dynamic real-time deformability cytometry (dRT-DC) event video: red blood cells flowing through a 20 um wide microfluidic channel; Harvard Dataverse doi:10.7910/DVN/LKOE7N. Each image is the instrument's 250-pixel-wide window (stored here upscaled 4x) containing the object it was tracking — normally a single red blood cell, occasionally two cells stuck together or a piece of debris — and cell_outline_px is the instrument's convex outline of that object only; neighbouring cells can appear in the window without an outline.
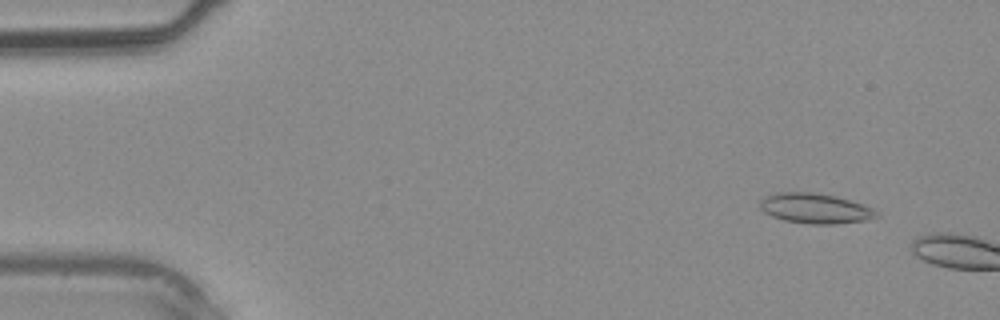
{"species": "common noctule bat (a hibernating species)", "species_latin": "Nyctalus noctula", "temperature_condition": "warm", "stored_images_in_passage": 6, "camera_frame_rate_fps": 3000, "um_per_image_px": 0.085, "animal": {"sex": "male", "body_mass_g": 20.4}, "frame": {"image": 1, "passage_image": 4, "time_ms": 1.0, "image_size_px": [1000, 320], "cell_outline_px": [[880, 216], [864, 220], [832, 224], [812, 224], [784, 220], [772, 216], [764, 212], [760, 208], [760, 200], [764, 196], [776, 192], [812, 192], [836, 196], [872, 208]], "centroid_in_image_um": [69.23, 17.7], "position_along_channel_um": 15.8, "area_um2": 20.23}}